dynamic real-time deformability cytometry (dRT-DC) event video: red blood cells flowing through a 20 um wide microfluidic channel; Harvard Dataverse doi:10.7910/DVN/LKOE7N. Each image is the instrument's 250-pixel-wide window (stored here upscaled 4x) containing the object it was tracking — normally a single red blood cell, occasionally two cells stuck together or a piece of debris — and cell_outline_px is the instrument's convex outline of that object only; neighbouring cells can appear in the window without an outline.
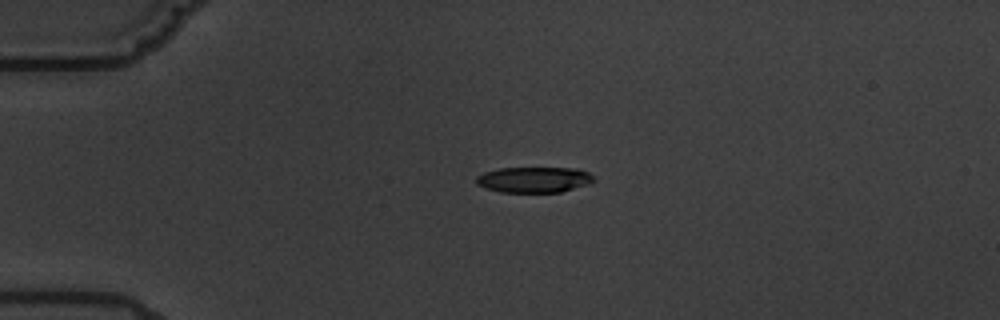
{"species": "common noctule bat (a hibernating species)", "species_latin": "Nyctalus noctula", "temperature_condition": "warm", "stored_images_in_passage": 5, "camera_frame_rate_fps": 3000, "um_per_image_px": 0.085, "animal": {"sex": "male", "body_mass_g": 19.5, "forearm_length_mm": 54.6}, "frame": {"image": 1, "passage_image": 4, "time_ms": 3.333, "image_size_px": [1000, 320], "cell_outline_px": [[592, 180], [588, 184], [560, 192], [500, 192], [476, 184], [476, 176], [484, 172], [500, 168], [580, 168], [588, 172], [592, 176]], "centroid_in_image_um": [45.37, 15.26], "position_along_channel_um": 39.6, "area_um2": 17.46}}